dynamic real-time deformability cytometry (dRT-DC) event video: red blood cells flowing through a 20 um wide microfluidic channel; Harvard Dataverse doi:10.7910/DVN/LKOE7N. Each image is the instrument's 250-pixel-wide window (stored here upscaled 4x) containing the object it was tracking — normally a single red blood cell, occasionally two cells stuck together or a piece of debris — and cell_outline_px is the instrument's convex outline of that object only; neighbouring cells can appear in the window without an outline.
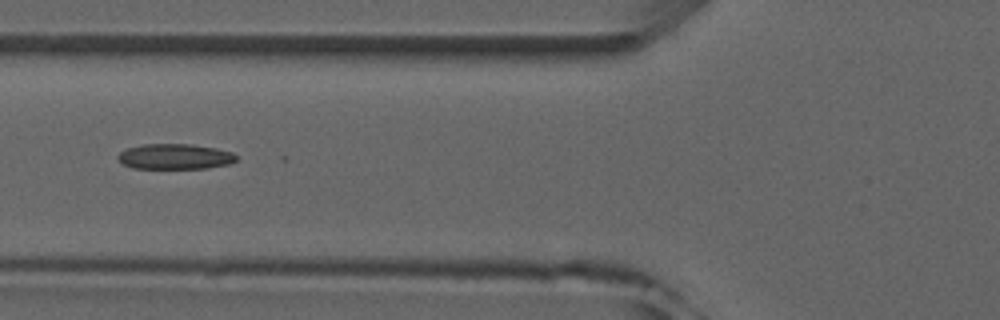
{"species": "common noctule bat (a hibernating species)", "species_latin": "Nyctalus noctula", "temperature_condition": "room temperature", "stored_images_in_passage": 5, "camera_frame_rate_fps": 3000, "um_per_image_px": 0.085, "animal": {"sex": "male", "forearm_length_mm": 52.5}, "frame": {"image": 1, "passage_image": 5, "time_ms": 4.333, "image_size_px": [1000, 320], "cell_outline_px": [[236, 160], [228, 164], [208, 168], [132, 168], [124, 164], [116, 156], [120, 152], [128, 148], [144, 144], [192, 144], [216, 148], [232, 152], [236, 156]], "centroid_in_image_um": [14.87, 13.3], "position_along_channel_um": 110.9, "area_um2": 17.4}}